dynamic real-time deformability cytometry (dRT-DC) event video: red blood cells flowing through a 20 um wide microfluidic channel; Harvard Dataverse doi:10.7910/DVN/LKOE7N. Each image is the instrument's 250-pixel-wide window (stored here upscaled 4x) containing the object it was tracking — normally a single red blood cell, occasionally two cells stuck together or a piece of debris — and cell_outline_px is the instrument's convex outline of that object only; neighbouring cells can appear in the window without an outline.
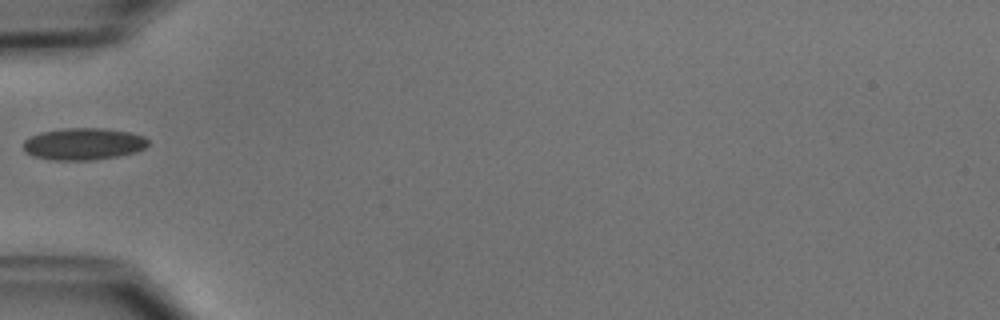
{"species": "common noctule bat (a hibernating species)", "species_latin": "Nyctalus noctula", "temperature_condition": "cold", "stored_images_in_passage": 34, "camera_frame_rate_fps": 3000, "um_per_image_px": 0.085, "animal": {"sex": "male", "body_mass_g": 15.6}, "frame": {"image": 1, "passage_image": 1, "time_ms": 0.0, "image_size_px": [1000, 320], "cell_outline_px": [[148, 144], [144, 148], [136, 152], [116, 156], [92, 160], [52, 160], [32, 156], [24, 152], [24, 140], [40, 132], [64, 128], [100, 128], [128, 132], [144, 136], [148, 140]], "centroid_in_image_um": [7.07, 12.24], "position_along_channel_um": 77.9, "area_um2": 23.18}}
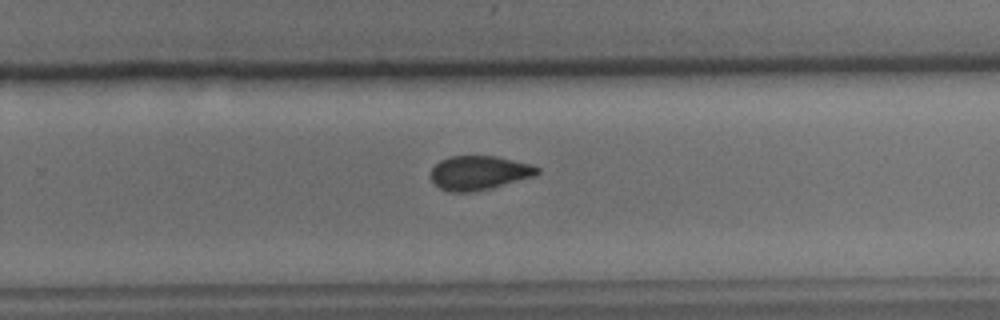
{"frame": {"image": 2, "passage_image": 17, "time_ms": 5.333, "image_size_px": [1000, 320], "cell_outline_px": [[540, 172], [536, 176], [472, 192], [448, 192], [440, 188], [428, 176], [432, 168], [440, 160], [452, 156], [496, 156], [532, 164], [540, 168]], "centroid_in_image_um": [40.72, 14.68], "position_along_channel_um": 289.1, "area_um2": 21.21}}
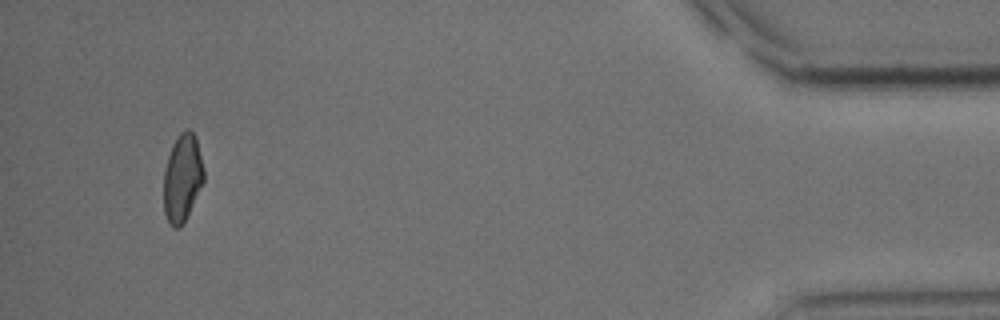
{"frame": {"image": 3, "passage_image": 32, "time_ms": 10.333, "image_size_px": [1000, 320], "cell_outline_px": [[204, 180], [180, 228], [172, 228], [164, 212], [164, 172], [168, 156], [172, 144], [180, 132], [184, 128], [188, 128], [196, 136], [204, 168]], "centroid_in_image_um": [15.5, 15.07], "position_along_channel_um": 419.7, "area_um2": 20.35}}